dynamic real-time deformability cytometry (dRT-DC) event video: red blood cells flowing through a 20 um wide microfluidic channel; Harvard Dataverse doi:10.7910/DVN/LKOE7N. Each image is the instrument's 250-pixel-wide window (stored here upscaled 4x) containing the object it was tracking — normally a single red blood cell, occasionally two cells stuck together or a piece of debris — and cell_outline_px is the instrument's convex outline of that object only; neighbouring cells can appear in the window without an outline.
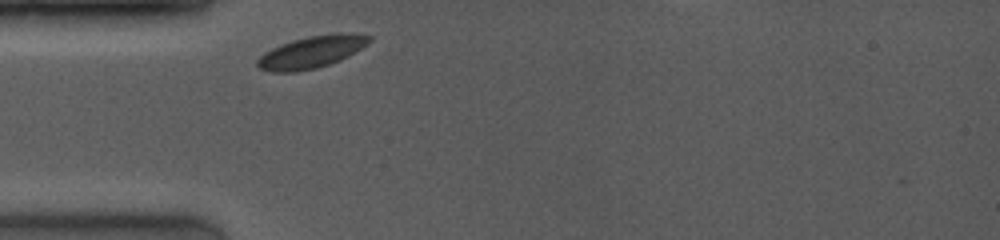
{"species": "common noctule bat (a hibernating species)", "species_latin": "Nyctalus noctula", "temperature_condition": "room temperature", "stored_images_in_passage": 26, "camera_frame_rate_fps": 4000, "um_per_image_px": 0.085, "animal": {"sex": "female", "body_mass_g": 19.0, "forearm_length_mm": 53.3}, "frame": {"image": 1, "passage_image": 1, "time_ms": 0.0, "image_size_px": [1000, 240], "cell_outline_px": [[372, 40], [368, 44], [348, 56], [340, 60], [316, 68], [296, 72], [272, 72], [260, 68], [256, 64], [256, 60], [264, 52], [280, 44], [292, 40], [308, 36], [340, 32], [372, 36]], "centroid_in_image_um": [26.47, 4.42], "position_along_channel_um": 58.5, "area_um2": 20.92}}
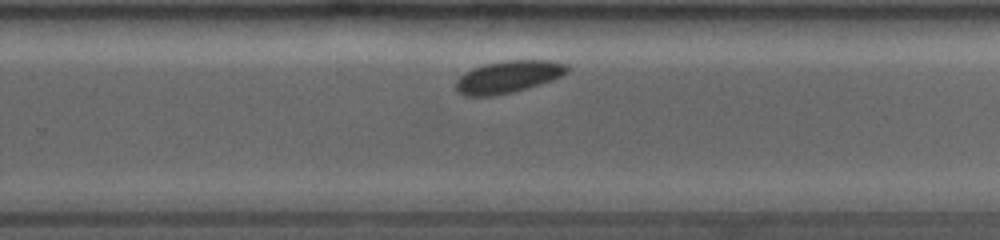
{"frame": {"image": 2, "passage_image": 17, "time_ms": 6.0, "image_size_px": [1000, 240], "cell_outline_px": [[568, 72], [552, 80], [512, 92], [492, 96], [464, 96], [456, 92], [456, 80], [464, 72], [472, 68], [488, 64], [508, 60], [552, 60], [568, 64]], "centroid_in_image_um": [43.18, 6.53], "position_along_channel_um": 286.6, "area_um2": 20.81}}
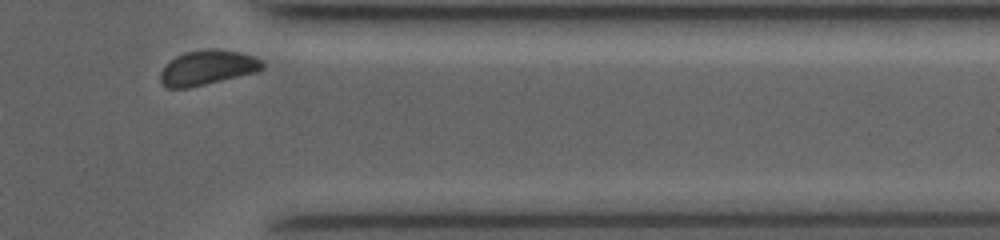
{"frame": {"image": 3, "passage_image": 24, "time_ms": 8.75, "image_size_px": [1000, 240], "cell_outline_px": [[264, 68], [256, 72], [188, 88], [168, 88], [160, 80], [160, 72], [176, 56], [184, 52], [212, 48], [216, 48], [240, 52], [252, 56], [260, 60], [264, 64]], "centroid_in_image_um": [17.64, 5.74], "position_along_channel_um": 393.8, "area_um2": 20.4}, "authors_computed_cell_mechanics": {"area_um2": 20.7213, "velocity_mm_per_s": 3.8794, "shape_relaxation_time_tau1_ms": 0.4806, "shape_relaxation_time_tau2_ms": null, "deformation_change_tau1": 0.0299, "deformation_change_tau2": null}}